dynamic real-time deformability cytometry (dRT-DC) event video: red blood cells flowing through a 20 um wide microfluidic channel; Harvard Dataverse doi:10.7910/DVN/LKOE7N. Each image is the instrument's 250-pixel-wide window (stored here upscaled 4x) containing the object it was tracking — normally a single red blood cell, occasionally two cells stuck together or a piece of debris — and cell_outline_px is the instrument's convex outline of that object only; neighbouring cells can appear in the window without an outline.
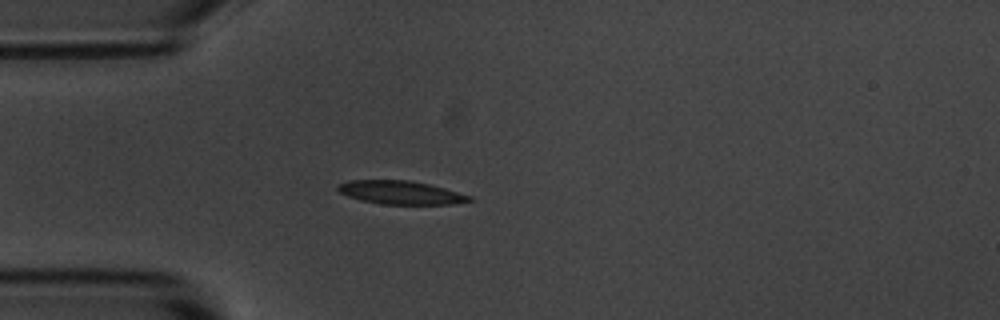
{"species": "common noctule bat (a hibernating species)", "species_latin": "Nyctalus noctula", "temperature_condition": "room temperature", "stored_images_in_passage": 1, "camera_frame_rate_fps": 3000, "um_per_image_px": 0.085, "animal": {"sex": "male", "body_mass_g": 20.1, "forearm_length_mm": 53.5}, "frame": {"image": 1, "passage_image": 1, "time_ms": 0.0, "image_size_px": [1000, 320], "cell_outline_px": [[476, 200], [452, 204], [380, 204], [360, 200], [348, 196], [340, 192], [336, 188], [336, 184], [348, 180], [412, 180], [444, 188], [472, 196]], "centroid_in_image_um": [34.05, 16.36], "position_along_channel_um": 51.0, "area_um2": 18.09}}